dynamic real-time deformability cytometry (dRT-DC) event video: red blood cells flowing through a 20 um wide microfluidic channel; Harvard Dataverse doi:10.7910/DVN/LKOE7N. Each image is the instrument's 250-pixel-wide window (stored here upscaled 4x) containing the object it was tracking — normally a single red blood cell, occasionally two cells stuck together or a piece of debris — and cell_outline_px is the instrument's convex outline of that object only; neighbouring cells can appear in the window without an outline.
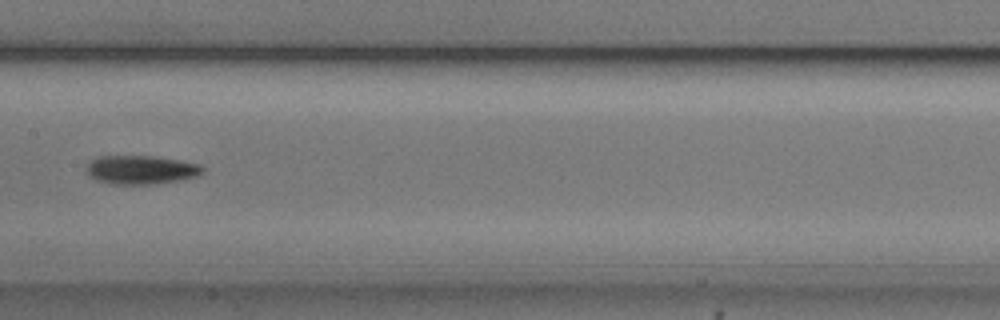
{"species": "common noctule bat (a hibernating species)", "species_latin": "Nyctalus noctula", "temperature_condition": "cold", "stored_images_in_passage": 9, "camera_frame_rate_fps": 3000, "um_per_image_px": 0.085, "animal": {"sex": "male", "body_mass_g": 20.5, "forearm_length_mm": 52.5}, "frame": {"image": 1, "passage_image": 6, "time_ms": 6.0, "image_size_px": [1000, 320], "cell_outline_px": [[204, 172], [196, 176], [180, 180], [156, 184], [112, 184], [96, 180], [88, 176], [88, 164], [92, 160], [100, 156], [156, 156], [180, 160], [200, 164], [204, 168]], "centroid_in_image_um": [12.02, 14.43], "position_along_channel_um": 195.4, "area_um2": 19.48}}
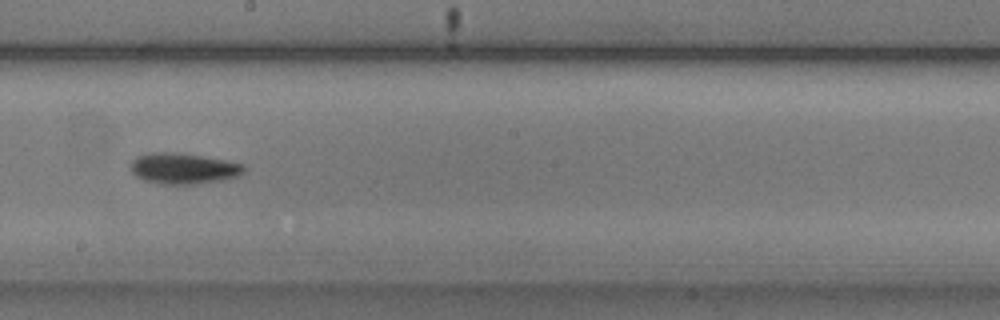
{"frame": {"image": 2, "passage_image": 7, "time_ms": 7.0, "image_size_px": [1000, 320], "cell_outline_px": [[244, 172], [236, 176], [224, 180], [196, 184], [164, 184], [144, 180], [136, 176], [128, 168], [128, 164], [136, 156], [148, 152], [172, 152], [200, 156], [224, 160], [244, 164]], "centroid_in_image_um": [15.52, 14.32], "position_along_channel_um": 232.7, "area_um2": 20.46}}
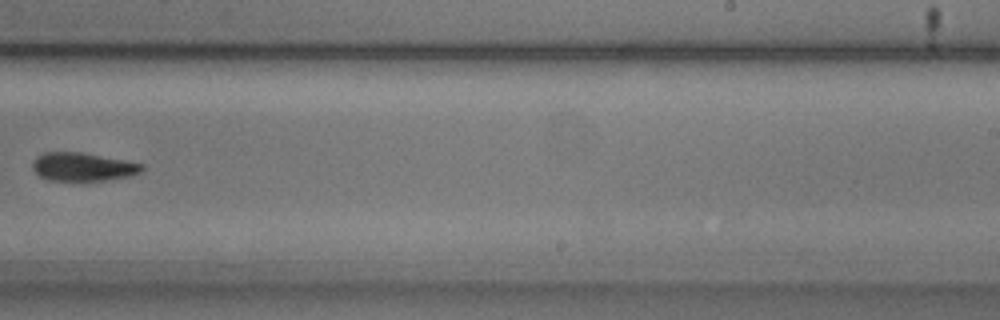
{"frame": {"image": 3, "passage_image": 8, "time_ms": 8.333, "image_size_px": [1000, 320], "cell_outline_px": [[144, 168], [140, 172], [128, 176], [108, 180], [80, 184], [48, 180], [40, 176], [32, 168], [32, 164], [36, 156], [44, 152], [80, 152], [124, 160], [144, 164]], "centroid_in_image_um": [7.01, 14.23], "position_along_channel_um": 282.0, "area_um2": 18.79}}